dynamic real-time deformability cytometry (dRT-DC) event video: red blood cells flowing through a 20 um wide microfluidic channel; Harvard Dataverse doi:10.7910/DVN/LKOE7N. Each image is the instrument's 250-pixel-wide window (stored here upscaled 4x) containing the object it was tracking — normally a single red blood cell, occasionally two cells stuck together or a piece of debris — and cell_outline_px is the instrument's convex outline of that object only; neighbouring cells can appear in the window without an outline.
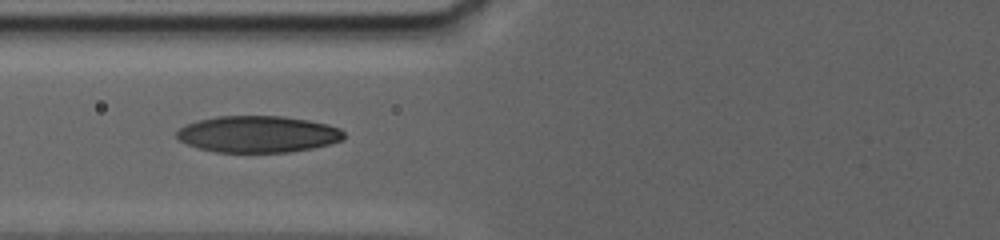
{"species": "human", "species_latin": "Homo sapiens", "temperature_condition": "warm", "stored_images_in_passage": 26, "segment_of_instrument_passage": [2, 2], "camera_frame_rate_fps": 3000, "um_per_image_px": 0.085, "donor": {"sex": "female"}, "frame": {"image": 1, "passage_image": 18, "time_ms": 13.0, "image_size_px": [1000, 240], "cell_outline_px": [[344, 140], [312, 148], [288, 152], [216, 152], [200, 148], [188, 144], [180, 140], [176, 136], [176, 132], [180, 128], [188, 124], [200, 120], [216, 116], [284, 116], [308, 120], [328, 124], [340, 128], [344, 132]], "centroid_in_image_um": [21.96, 11.4], "position_along_channel_um": 103.8, "area_um2": 35.55}}
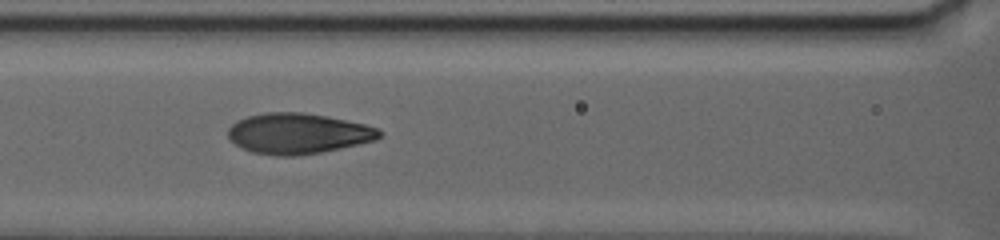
{"frame": {"image": 2, "passage_image": 21, "time_ms": 14.333, "image_size_px": [1000, 240], "cell_outline_px": [[380, 136], [376, 140], [340, 148], [320, 152], [296, 156], [276, 156], [252, 152], [236, 144], [228, 136], [228, 128], [236, 120], [248, 116], [268, 112], [304, 112], [328, 116], [364, 124], [380, 128]], "centroid_in_image_um": [25.33, 11.34], "position_along_channel_um": 141.3, "area_um2": 35.72}}
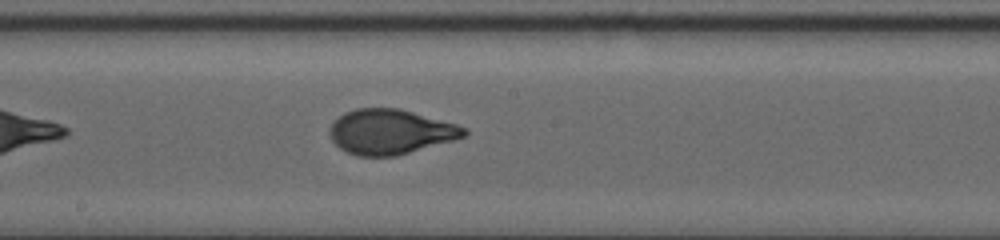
{"frame": {"image": 3, "passage_image": 26, "time_ms": 17.0, "image_size_px": [1000, 240], "cell_outline_px": [[468, 132], [464, 136], [456, 140], [396, 156], [356, 156], [340, 148], [332, 140], [328, 132], [328, 128], [344, 112], [356, 108], [400, 108], [456, 124], [468, 128]], "centroid_in_image_um": [33.2, 11.2], "position_along_channel_um": 215.0, "area_um2": 35.32}}